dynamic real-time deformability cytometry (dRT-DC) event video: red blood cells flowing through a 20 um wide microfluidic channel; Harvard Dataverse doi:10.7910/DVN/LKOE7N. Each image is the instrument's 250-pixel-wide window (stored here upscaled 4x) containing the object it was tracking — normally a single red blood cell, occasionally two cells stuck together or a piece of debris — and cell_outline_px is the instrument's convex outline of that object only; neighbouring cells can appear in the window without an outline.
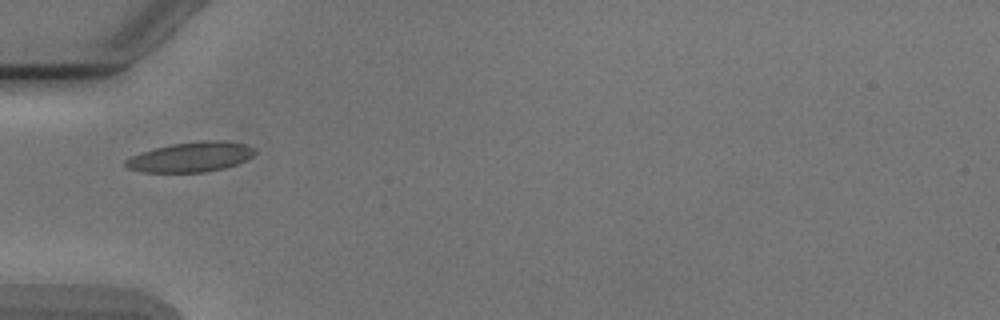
{"species": "Egyptian fruit bat (a non-hibernating species)", "species_latin": "Rousettus aegyptiacus", "temperature_condition": "cold", "stored_images_in_passage": 2, "camera_frame_rate_fps": 3000, "um_per_image_px": 0.085, "animal": {"sex": "male"}, "frame": {"image": 1, "passage_image": 1, "time_ms": 0.0, "image_size_px": [1000, 320], "cell_outline_px": [[256, 152], [252, 156], [236, 164], [224, 168], [204, 172], [144, 172], [128, 168], [124, 164], [124, 160], [140, 152], [172, 144], [200, 140], [224, 140], [244, 144], [252, 148]], "centroid_in_image_um": [16.2, 13.34], "position_along_channel_um": 68.8, "area_um2": 22.37}}
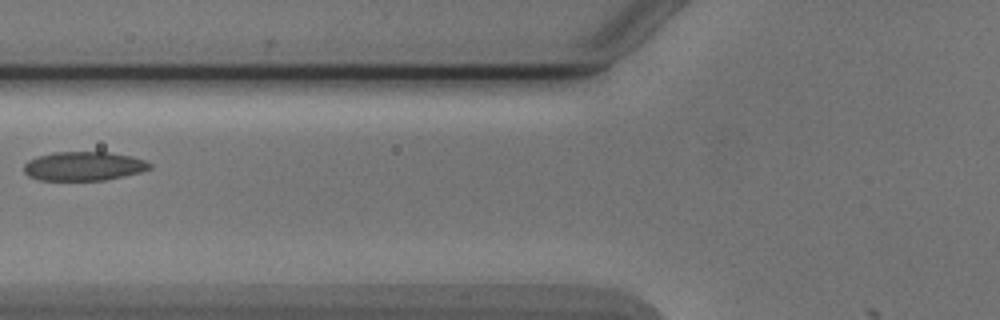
{"frame": {"image": 2, "passage_image": 2, "time_ms": 1.333, "image_size_px": [1000, 320], "cell_outline_px": [[152, 168], [140, 172], [104, 180], [40, 180], [28, 176], [24, 172], [24, 164], [28, 160], [52, 152], [108, 152], [132, 156], [144, 160], [152, 164]], "centroid_in_image_um": [7.11, 14.12], "position_along_channel_um": 118.7, "area_um2": 21.21}}